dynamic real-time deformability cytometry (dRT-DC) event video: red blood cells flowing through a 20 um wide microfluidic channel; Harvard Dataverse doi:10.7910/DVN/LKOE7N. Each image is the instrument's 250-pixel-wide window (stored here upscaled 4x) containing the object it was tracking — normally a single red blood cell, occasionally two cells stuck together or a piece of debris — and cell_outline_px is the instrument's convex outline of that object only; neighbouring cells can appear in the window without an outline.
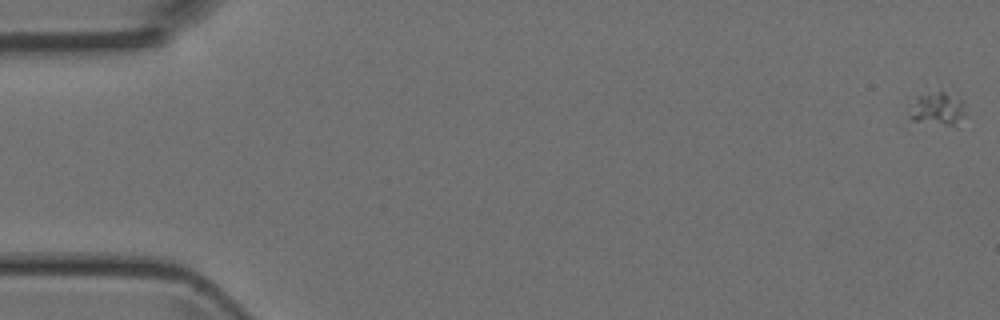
{"species": "Egyptian fruit bat (a non-hibernating species)", "species_latin": "Rousettus aegyptiacus", "temperature_condition": "room temperature", "stored_images_in_passage": 27, "camera_frame_rate_fps": 3000, "um_per_image_px": 0.085, "animal": {"sex": "female"}, "frame": {"image": 1, "passage_image": 1, "time_ms": 0.0, "image_size_px": [1000, 320], "cell_outline_px": [[968, 116], [952, 124], [944, 124], [912, 120], [908, 116], [916, 96], [940, 92], [944, 92], [960, 100], [964, 104]], "centroid_in_image_um": [79.71, 9.25], "position_along_channel_um": 5.3, "area_um2": 10.35}}
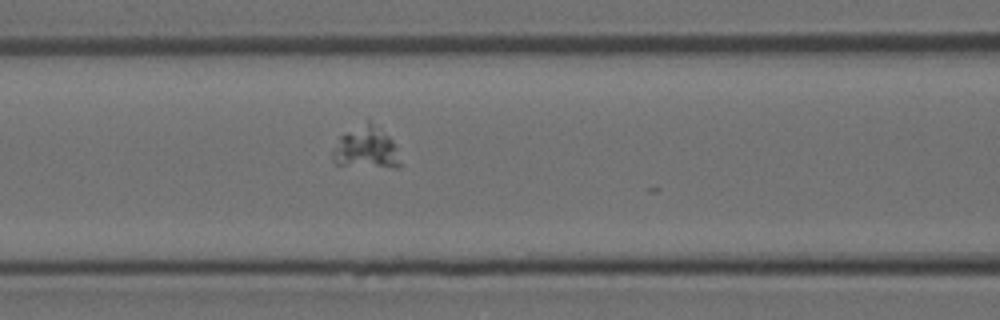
{"frame": {"image": 2, "passage_image": 21, "time_ms": 6.667, "image_size_px": [1000, 320], "cell_outline_px": [[400, 168], [396, 168], [336, 164], [332, 160], [332, 148], [340, 136], [368, 116], [392, 140], [400, 164]], "centroid_in_image_um": [31.07, 12.5], "position_along_channel_um": 135.5, "area_um2": 16.82}}
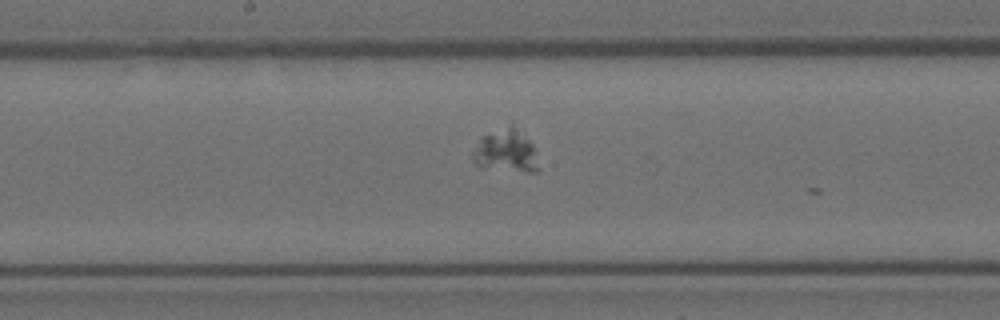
{"frame": {"image": 3, "passage_image": 26, "time_ms": 8.333, "image_size_px": [1000, 320], "cell_outline_px": [[540, 172], [528, 172], [480, 168], [472, 160], [472, 152], [480, 136], [512, 120], [532, 144]], "centroid_in_image_um": [42.97, 12.78], "position_along_channel_um": 205.2, "area_um2": 17.22}}